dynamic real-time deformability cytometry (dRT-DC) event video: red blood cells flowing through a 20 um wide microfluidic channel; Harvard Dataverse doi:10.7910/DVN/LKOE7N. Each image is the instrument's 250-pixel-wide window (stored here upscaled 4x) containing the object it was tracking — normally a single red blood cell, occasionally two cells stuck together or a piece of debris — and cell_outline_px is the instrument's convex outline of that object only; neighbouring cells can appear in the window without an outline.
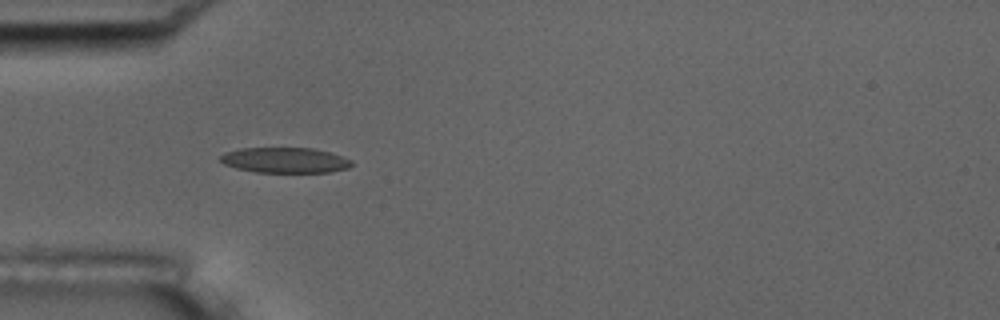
{"species": "common noctule bat (a hibernating species)", "species_latin": "Nyctalus noctula", "temperature_condition": "room temperature", "stored_images_in_passage": 4, "camera_frame_rate_fps": 3000, "um_per_image_px": 0.085, "animal": {"sex": "male", "body_mass_g": 17.5, "forearm_length_mm": 52.3}, "frame": {"image": 1, "passage_image": 3, "time_ms": 0.667, "image_size_px": [1000, 320], "cell_outline_px": [[352, 164], [348, 168], [328, 172], [256, 172], [236, 168], [224, 164], [220, 160], [220, 156], [224, 152], [240, 148], [312, 148], [332, 152], [352, 160]], "centroid_in_image_um": [24.22, 13.61], "position_along_channel_um": 60.8, "area_um2": 19.48}}